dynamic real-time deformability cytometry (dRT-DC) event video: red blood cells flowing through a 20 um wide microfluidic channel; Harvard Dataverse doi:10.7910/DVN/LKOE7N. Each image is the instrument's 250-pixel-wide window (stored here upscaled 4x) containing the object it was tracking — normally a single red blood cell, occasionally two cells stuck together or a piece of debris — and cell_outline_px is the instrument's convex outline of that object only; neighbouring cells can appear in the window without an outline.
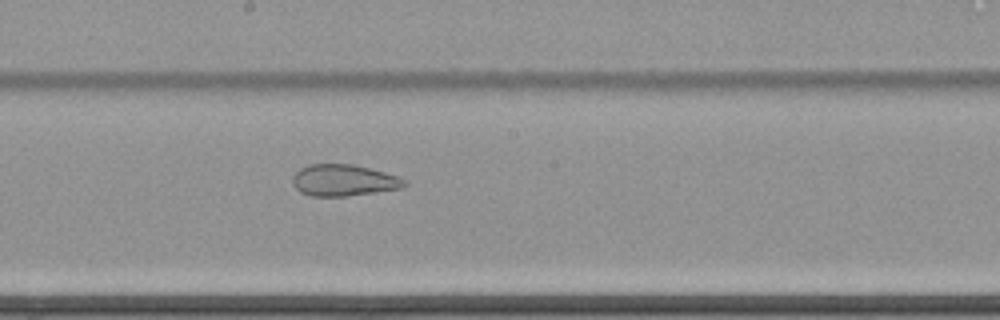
{"species": "common noctule bat (a hibernating species)", "species_latin": "Nyctalus noctula", "temperature_condition": "cold", "stored_images_in_passage": 62, "camera_frame_rate_fps": 3000, "um_per_image_px": 0.085, "animal": {"sex": "female", "body_mass_g": 22.7, "forearm_length_mm": 54.2}, "frame": {"image": 1, "passage_image": 36, "time_ms": 11.667, "image_size_px": [1000, 320], "cell_outline_px": [[408, 184], [400, 188], [376, 192], [348, 196], [308, 196], [300, 192], [292, 184], [292, 176], [300, 168], [312, 164], [352, 164], [384, 172], [408, 180]], "centroid_in_image_um": [29.19, 15.33], "position_along_channel_um": 219.0, "area_um2": 20.58}}
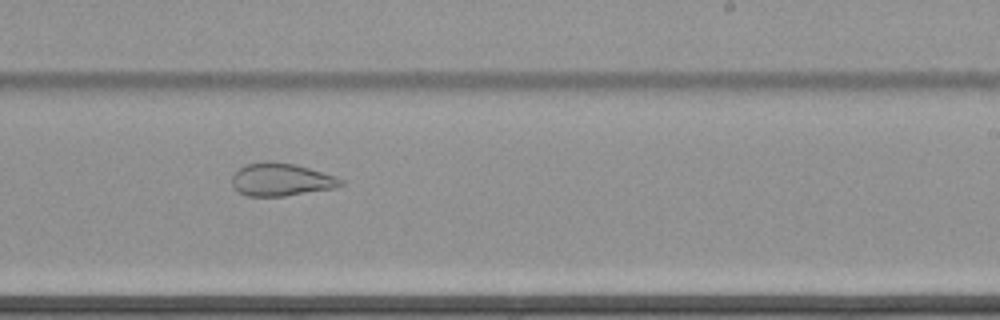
{"frame": {"image": 2, "passage_image": 40, "time_ms": 13.0, "image_size_px": [1000, 320], "cell_outline_px": [[344, 184], [336, 188], [284, 196], [248, 196], [240, 192], [232, 184], [232, 176], [244, 164], [264, 160], [272, 160], [296, 164], [336, 176], [344, 180]], "centroid_in_image_um": [23.92, 15.24], "position_along_channel_um": 265.1, "area_um2": 21.04}}
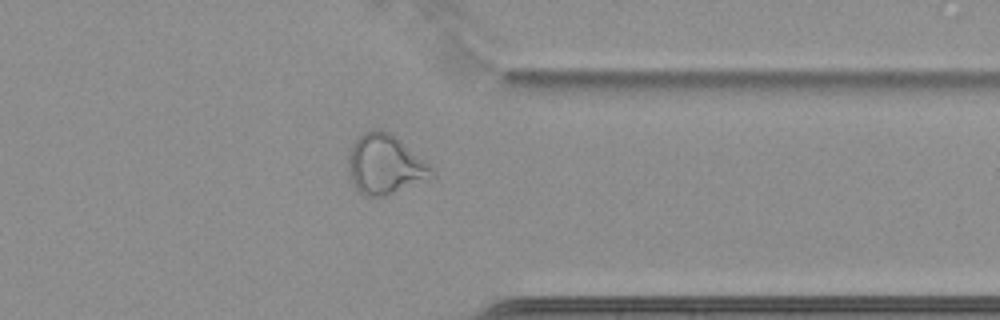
{"frame": {"image": 3, "passage_image": 50, "time_ms": 16.333, "image_size_px": [1000, 320], "cell_outline_px": [[436, 176], [428, 180], [380, 196], [364, 196], [352, 184], [348, 168], [348, 152], [356, 140], [364, 132], [388, 132], [396, 136], [428, 164], [432, 168]], "centroid_in_image_um": [32.72, 14.01], "position_along_channel_um": 378.7, "area_um2": 28.32}}